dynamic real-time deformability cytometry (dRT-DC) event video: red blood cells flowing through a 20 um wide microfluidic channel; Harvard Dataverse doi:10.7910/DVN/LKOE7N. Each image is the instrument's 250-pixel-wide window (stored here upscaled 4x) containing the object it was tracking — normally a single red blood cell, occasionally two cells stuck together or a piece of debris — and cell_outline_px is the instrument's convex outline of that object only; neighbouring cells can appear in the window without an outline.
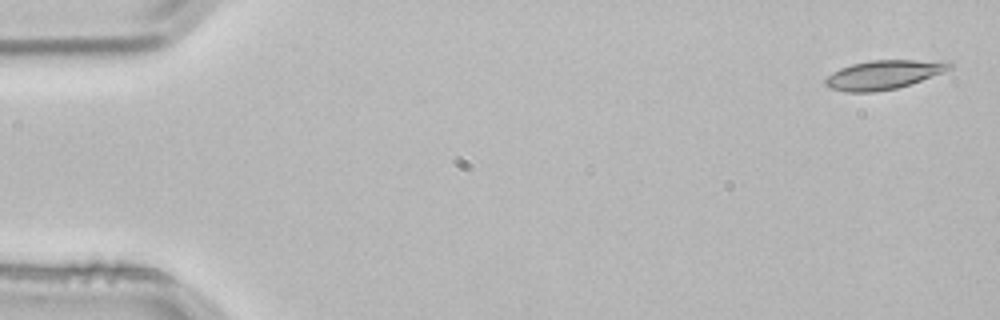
{"species": "common noctule bat (a hibernating species)", "species_latin": "Nyctalus noctula", "temperature_condition": "room temperature", "stored_images_in_passage": 4, "camera_frame_rate_fps": 3000, "um_per_image_px": 0.085, "animal": {"sex": "male", "body_mass_g": 21.5, "forearm_length_mm": 52.0}, "frame": {"image": 1, "passage_image": 1, "time_ms": 0.0, "image_size_px": [1000, 320], "cell_outline_px": [[952, 68], [920, 80], [896, 88], [872, 92], [844, 92], [828, 88], [824, 84], [824, 80], [832, 72], [840, 68], [852, 64], [872, 60], [948, 60], [952, 64]], "centroid_in_image_um": [75.07, 6.34], "position_along_channel_um": 9.9, "area_um2": 20.92}}
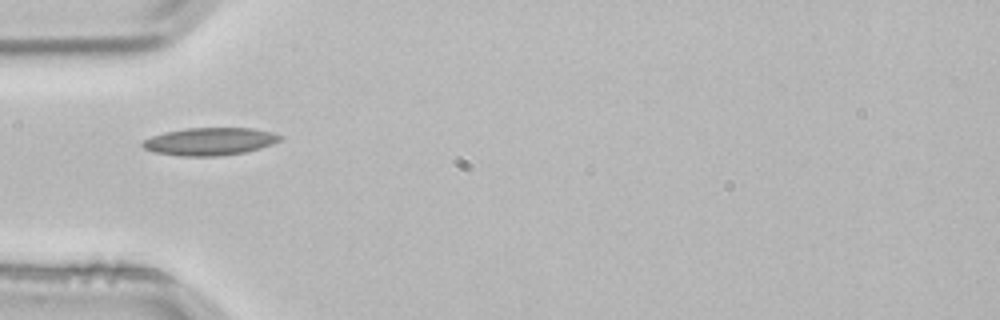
{"frame": {"image": 2, "passage_image": 4, "time_ms": 1.0, "image_size_px": [1000, 320], "cell_outline_px": [[284, 136], [280, 140], [272, 144], [260, 148], [244, 152], [220, 156], [180, 156], [152, 152], [144, 148], [140, 144], [144, 140], [152, 136], [164, 132], [188, 128], [252, 128], [272, 132]], "centroid_in_image_um": [17.82, 12.02], "position_along_channel_um": 67.2, "area_um2": 22.2}}